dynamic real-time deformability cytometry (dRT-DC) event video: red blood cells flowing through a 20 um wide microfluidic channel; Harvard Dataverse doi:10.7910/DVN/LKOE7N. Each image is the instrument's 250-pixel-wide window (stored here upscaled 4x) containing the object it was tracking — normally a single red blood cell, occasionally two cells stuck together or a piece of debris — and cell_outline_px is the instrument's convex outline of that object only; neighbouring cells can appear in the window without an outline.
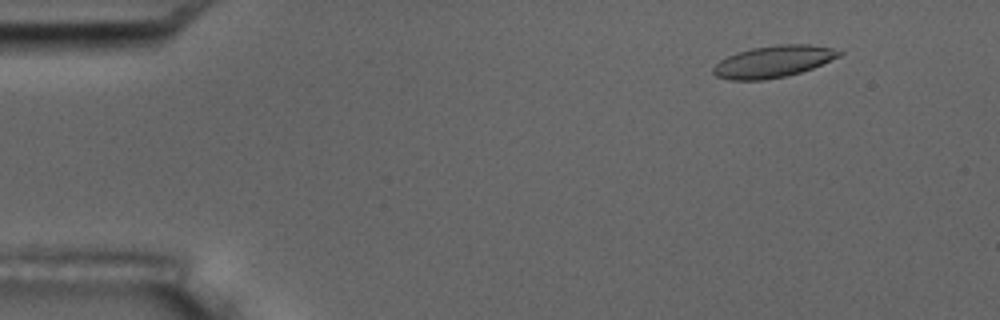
{"species": "common noctule bat (a hibernating species)", "species_latin": "Nyctalus noctula", "temperature_condition": "room temperature", "stored_images_in_passage": 4, "camera_frame_rate_fps": 3000, "um_per_image_px": 0.085, "animal": {"sex": "male", "body_mass_g": 17.5, "forearm_length_mm": 52.3}, "frame": {"image": 1, "passage_image": 4, "time_ms": 3.667, "image_size_px": [1000, 320], "cell_outline_px": [[844, 52], [840, 56], [812, 68], [788, 76], [764, 80], [732, 80], [716, 76], [712, 72], [712, 68], [720, 60], [736, 52], [752, 48], [776, 44], [808, 44], [832, 48]], "centroid_in_image_um": [65.72, 5.23], "position_along_channel_um": 19.3, "area_um2": 23.35}}